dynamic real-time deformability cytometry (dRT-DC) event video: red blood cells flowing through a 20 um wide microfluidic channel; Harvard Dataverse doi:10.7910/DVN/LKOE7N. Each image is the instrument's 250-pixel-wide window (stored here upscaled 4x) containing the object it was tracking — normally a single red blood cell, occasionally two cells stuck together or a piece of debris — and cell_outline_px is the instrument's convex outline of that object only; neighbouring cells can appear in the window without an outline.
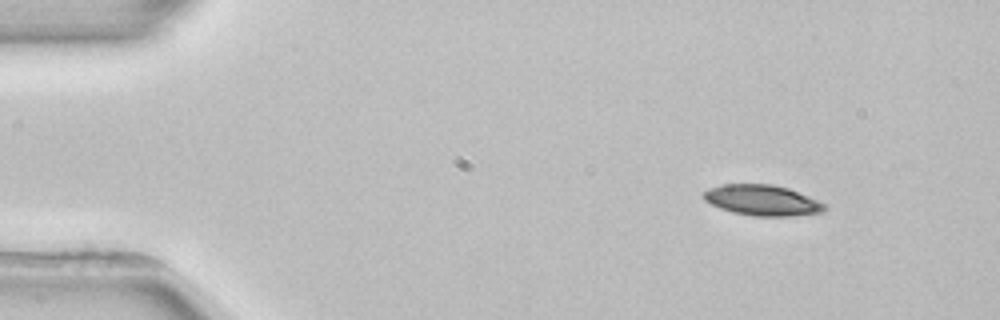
{"species": "common noctule bat (a hibernating species)", "species_latin": "Nyctalus noctula", "temperature_condition": "room temperature", "stored_images_in_passage": 3, "camera_frame_rate_fps": 3000, "um_per_image_px": 0.085, "animal": {"sex": "female", "body_mass_g": 22.7, "forearm_length_mm": 54.2}, "frame": {"image": 1, "passage_image": 1, "time_ms": 0.0, "image_size_px": [1000, 320], "cell_outline_px": [[828, 208], [820, 212], [788, 216], [752, 216], [732, 212], [720, 208], [704, 200], [704, 192], [708, 188], [720, 184], [772, 184], [788, 188], [828, 204]], "centroid_in_image_um": [64.79, 17.02], "position_along_channel_um": 20.2, "area_um2": 21.62}}